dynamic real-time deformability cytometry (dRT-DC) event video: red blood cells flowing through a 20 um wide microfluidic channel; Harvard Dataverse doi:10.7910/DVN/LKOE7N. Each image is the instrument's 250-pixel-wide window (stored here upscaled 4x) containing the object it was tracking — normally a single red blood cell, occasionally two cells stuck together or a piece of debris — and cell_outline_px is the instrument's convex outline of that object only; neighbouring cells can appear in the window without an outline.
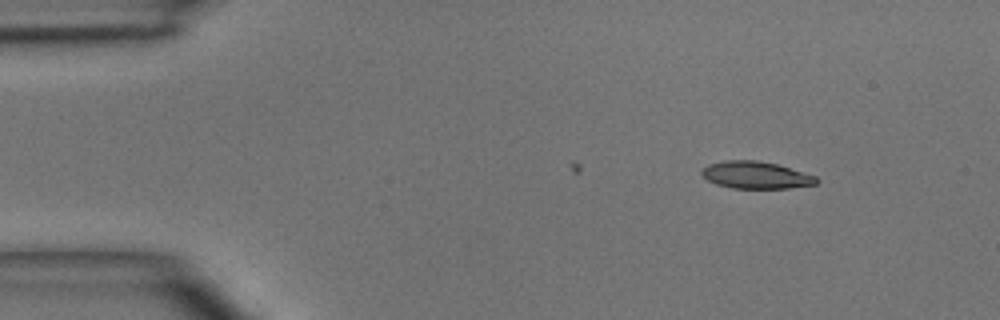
{"species": "common noctule bat (a hibernating species)", "species_latin": "Nyctalus noctula", "temperature_condition": "room temperature", "stored_images_in_passage": 4, "segment_of_instrument_passage": [1, 2], "camera_frame_rate_fps": 3000, "um_per_image_px": 0.085, "animal": {"sex": "male", "body_mass_g": 15.6}, "frame": {"image": 1, "passage_image": 1, "time_ms": 0.0, "image_size_px": [1000, 320], "cell_outline_px": [[820, 180], [816, 184], [788, 188], [732, 188], [716, 184], [700, 176], [700, 172], [708, 164], [724, 160], [756, 160], [776, 164], [816, 176]], "centroid_in_image_um": [64.21, 14.88], "position_along_channel_um": 20.8, "area_um2": 18.15}}